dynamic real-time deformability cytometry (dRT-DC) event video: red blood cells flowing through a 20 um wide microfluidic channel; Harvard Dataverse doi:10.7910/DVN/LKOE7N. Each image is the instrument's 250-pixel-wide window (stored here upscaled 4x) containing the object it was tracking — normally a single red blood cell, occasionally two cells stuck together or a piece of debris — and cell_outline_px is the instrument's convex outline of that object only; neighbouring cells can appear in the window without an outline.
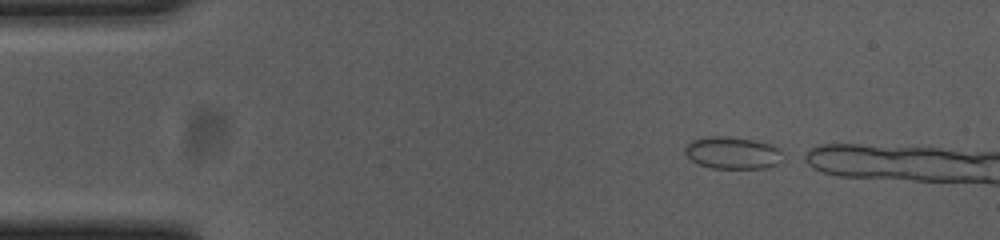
{"species": "common noctule bat (a hibernating species)", "species_latin": "Nyctalus noctula", "temperature_condition": "cold", "stored_images_in_passage": 6, "camera_frame_rate_fps": 3000, "um_per_image_px": 0.085, "animal": {"sex": "female", "body_mass_g": 23.0, "forearm_length_mm": 53.4}, "frame": {"image": 1, "passage_image": 1, "time_ms": 0.0, "image_size_px": [1000, 240], "cell_outline_px": [[784, 160], [776, 164], [764, 168], [712, 168], [700, 164], [692, 160], [684, 152], [684, 148], [692, 140], [708, 136], [728, 136], [752, 140], [768, 144], [780, 148]], "centroid_in_image_um": [62.28, 12.99], "position_along_channel_um": 22.7, "area_um2": 18.26}}